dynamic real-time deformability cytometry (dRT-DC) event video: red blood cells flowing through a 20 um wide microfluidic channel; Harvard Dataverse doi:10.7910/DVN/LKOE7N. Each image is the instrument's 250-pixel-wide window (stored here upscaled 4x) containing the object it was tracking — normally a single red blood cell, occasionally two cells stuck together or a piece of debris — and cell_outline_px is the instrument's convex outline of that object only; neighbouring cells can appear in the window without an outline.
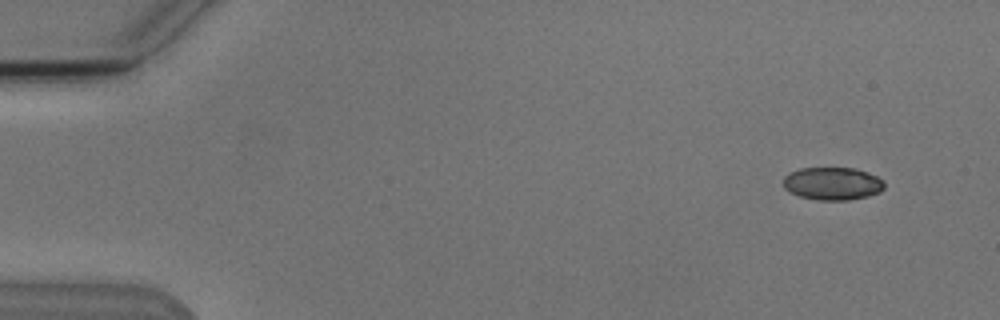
{"species": "Egyptian fruit bat (a non-hibernating species)", "species_latin": "Rousettus aegyptiacus", "temperature_condition": "cold", "stored_images_in_passage": 5, "camera_frame_rate_fps": 3000, "um_per_image_px": 0.085, "animal": {"sex": "male"}, "frame": {"image": 1, "passage_image": 1, "time_ms": 0.0, "image_size_px": [1000, 320], "cell_outline_px": [[884, 188], [880, 192], [868, 196], [848, 200], [820, 200], [800, 196], [788, 192], [784, 188], [784, 176], [788, 172], [800, 168], [856, 168], [868, 172], [884, 180]], "centroid_in_image_um": [70.76, 15.6], "position_along_channel_um": 14.2, "area_um2": 19.48}}